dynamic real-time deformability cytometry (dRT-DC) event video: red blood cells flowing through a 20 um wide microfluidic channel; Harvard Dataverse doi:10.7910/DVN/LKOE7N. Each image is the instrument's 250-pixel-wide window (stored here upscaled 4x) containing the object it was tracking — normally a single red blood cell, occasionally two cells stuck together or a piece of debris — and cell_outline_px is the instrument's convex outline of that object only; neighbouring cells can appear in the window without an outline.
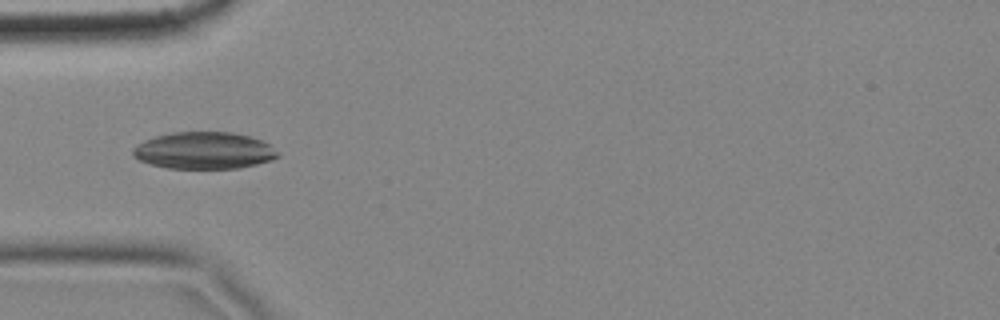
{"species": "common noctule bat (a hibernating species)", "species_latin": "Nyctalus noctula", "temperature_condition": "cold", "stored_images_in_passage": 6, "camera_frame_rate_fps": 3000, "um_per_image_px": 0.085, "animal": {"sex": "female", "body_mass_g": 18.4}, "frame": {"image": 1, "passage_image": 2, "time_ms": 0.333, "image_size_px": [1000, 320], "cell_outline_px": [[280, 156], [272, 160], [240, 168], [168, 168], [148, 164], [132, 156], [132, 148], [136, 144], [144, 140], [156, 136], [172, 132], [232, 132], [248, 136], [260, 140], [268, 144], [280, 152]], "centroid_in_image_um": [17.32, 12.8], "position_along_channel_um": 67.7, "area_um2": 31.33}}
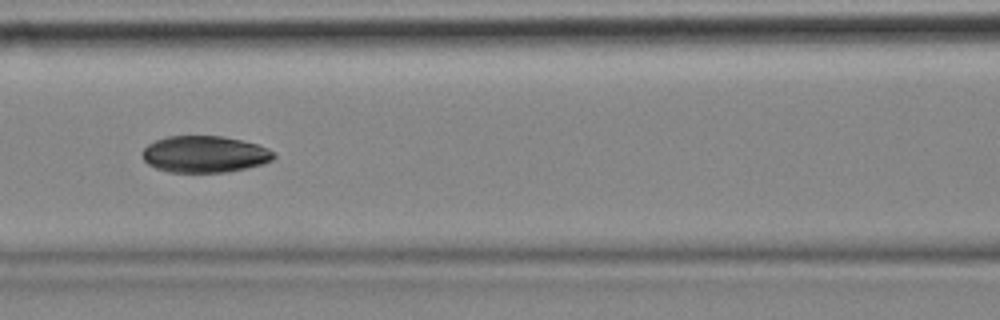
{"frame": {"image": 2, "passage_image": 4, "time_ms": 1.0, "image_size_px": [1000, 320], "cell_outline_px": [[276, 156], [272, 160], [264, 164], [228, 172], [168, 172], [156, 168], [148, 164], [144, 160], [144, 148], [148, 144], [156, 140], [168, 136], [224, 136], [256, 144], [268, 148]], "centroid_in_image_um": [17.41, 13.11], "position_along_channel_um": 149.2, "area_um2": 27.98}}